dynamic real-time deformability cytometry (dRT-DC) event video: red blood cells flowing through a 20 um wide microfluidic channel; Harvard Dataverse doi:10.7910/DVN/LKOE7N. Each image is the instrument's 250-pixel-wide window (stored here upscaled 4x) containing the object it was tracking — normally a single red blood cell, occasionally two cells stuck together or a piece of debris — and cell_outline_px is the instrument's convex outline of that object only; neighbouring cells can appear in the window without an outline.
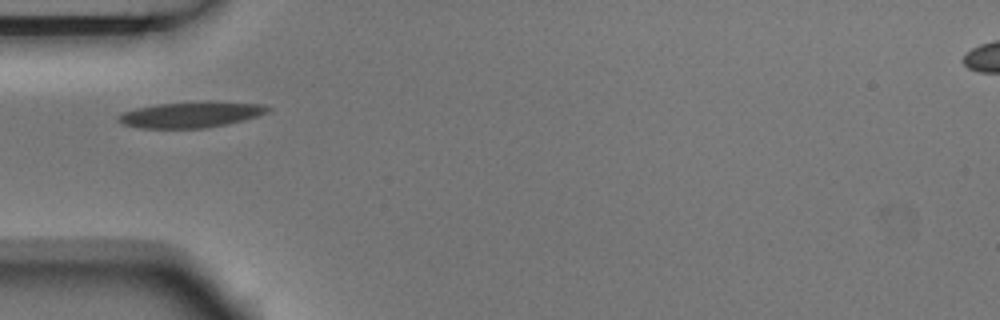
{"species": "Egyptian fruit bat (a non-hibernating species)", "species_latin": "Rousettus aegyptiacus", "temperature_condition": "room temperature", "stored_images_in_passage": 2, "camera_frame_rate_fps": 3000, "um_per_image_px": 0.085, "animal": {"sex": "male"}, "frame": {"image": 1, "passage_image": 1, "time_ms": 0.0, "image_size_px": [1000, 320], "cell_outline_px": [[272, 108], [268, 112], [244, 120], [228, 124], [204, 128], [140, 128], [124, 124], [116, 120], [124, 112], [136, 108], [156, 104], [264, 104]], "centroid_in_image_um": [16.18, 9.8], "position_along_channel_um": 68.8, "area_um2": 21.21}}
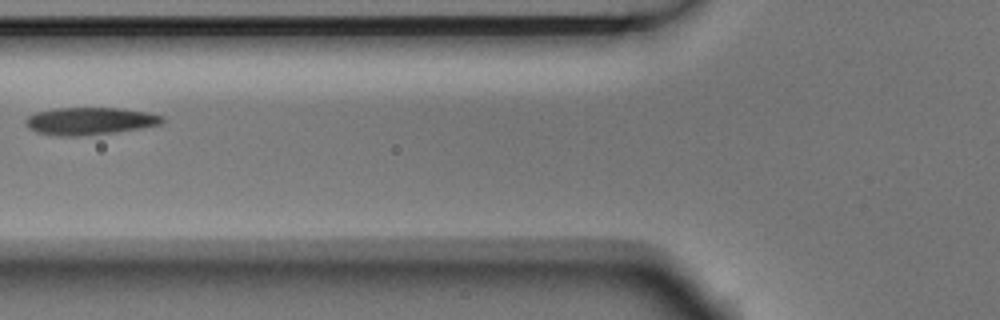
{"frame": {"image": 2, "passage_image": 2, "time_ms": 0.333, "image_size_px": [1000, 320], "cell_outline_px": [[164, 120], [160, 124], [140, 128], [116, 132], [80, 136], [56, 136], [36, 132], [28, 128], [24, 124], [24, 120], [28, 116], [36, 112], [56, 108], [120, 108], [148, 112], [164, 116]], "centroid_in_image_um": [7.6, 10.29], "position_along_channel_um": 118.2, "area_um2": 21.96}}